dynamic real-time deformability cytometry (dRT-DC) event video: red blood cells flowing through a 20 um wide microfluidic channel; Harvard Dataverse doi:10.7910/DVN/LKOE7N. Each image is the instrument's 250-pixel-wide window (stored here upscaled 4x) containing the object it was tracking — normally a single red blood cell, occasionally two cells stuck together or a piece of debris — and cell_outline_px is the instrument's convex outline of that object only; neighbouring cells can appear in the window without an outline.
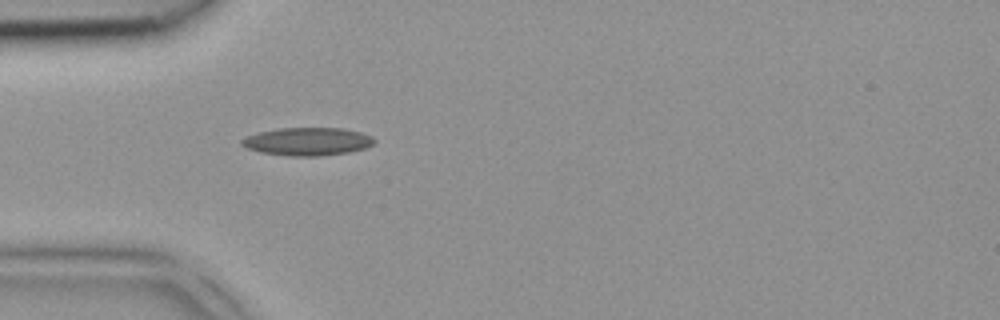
{"species": "common noctule bat (a hibernating species)", "species_latin": "Nyctalus noctula", "temperature_condition": "room temperature", "stored_images_in_passage": 3, "camera_frame_rate_fps": 3000, "um_per_image_px": 0.085, "animal": {"sex": "female", "body_mass_g": 18.4}, "frame": {"image": 1, "passage_image": 3, "time_ms": 0.667, "image_size_px": [1000, 320], "cell_outline_px": [[376, 140], [372, 144], [364, 148], [348, 152], [320, 156], [288, 156], [260, 152], [248, 148], [240, 144], [240, 140], [248, 136], [260, 132], [280, 128], [344, 128], [360, 132], [372, 136]], "centroid_in_image_um": [26.14, 12.03], "position_along_channel_um": 58.9, "area_um2": 21.5}}